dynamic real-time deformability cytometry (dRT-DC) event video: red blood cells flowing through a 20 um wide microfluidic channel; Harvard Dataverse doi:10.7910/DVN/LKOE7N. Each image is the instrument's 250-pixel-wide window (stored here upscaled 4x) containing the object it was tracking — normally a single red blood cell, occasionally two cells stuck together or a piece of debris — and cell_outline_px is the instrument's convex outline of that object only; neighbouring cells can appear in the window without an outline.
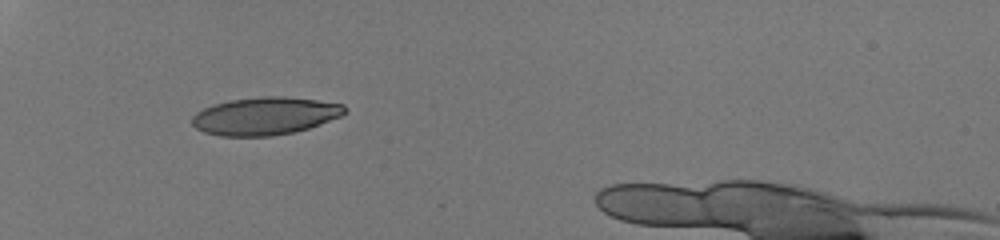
{"species": "human", "species_latin": "Homo sapiens", "temperature_condition": "room temperature", "stored_images_in_passage": 32, "camera_frame_rate_fps": 3000, "um_per_image_px": 0.085, "donor": {"sex": "male"}, "frame": {"image": 1, "passage_image": 1, "time_ms": 0.0, "image_size_px": [1000, 240], "cell_outline_px": [[348, 112], [340, 116], [320, 124], [308, 128], [292, 132], [272, 136], [220, 136], [204, 132], [196, 128], [192, 124], [192, 116], [196, 112], [204, 108], [216, 104], [232, 100], [268, 96], [284, 96], [316, 100], [344, 104]], "centroid_in_image_um": [22.54, 9.86], "position_along_channel_um": 62.5, "area_um2": 33.35}}
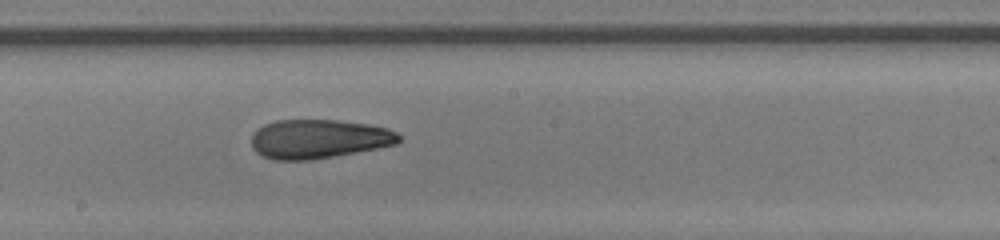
{"frame": {"image": 2, "passage_image": 14, "time_ms": 4.333, "image_size_px": [1000, 240], "cell_outline_px": [[400, 140], [396, 144], [376, 148], [312, 160], [272, 160], [260, 156], [252, 148], [252, 132], [256, 128], [264, 124], [276, 120], [336, 120], [368, 124], [388, 128], [396, 132], [400, 136]], "centroid_in_image_um": [27.03, 11.81], "position_along_channel_um": 221.2, "area_um2": 33.7}}
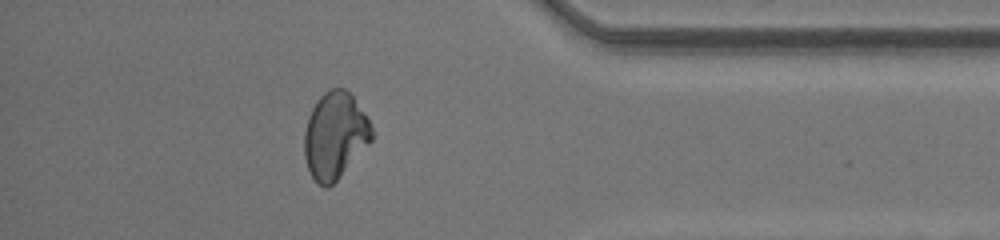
{"frame": {"image": 3, "passage_image": 28, "time_ms": 9.0, "image_size_px": [1000, 240], "cell_outline_px": [[372, 140], [336, 180], [328, 188], [324, 188], [312, 176], [308, 168], [304, 156], [304, 132], [308, 116], [312, 108], [320, 96], [324, 92], [332, 88], [344, 88], [352, 96], [368, 120], [372, 128]], "centroid_in_image_um": [28.44, 11.51], "position_along_channel_um": 406.8, "area_um2": 33.47}, "authors_computed_cell_mechanics": {"area_um2": 33.4662, "velocity_mm_per_s": 4.2936, "shape_relaxation_time_tau1_ms": null, "shape_relaxation_time_tau2_ms": 1.6509, "deformation_change_tau1": null, "deformation_change_tau2": 0.0931}}